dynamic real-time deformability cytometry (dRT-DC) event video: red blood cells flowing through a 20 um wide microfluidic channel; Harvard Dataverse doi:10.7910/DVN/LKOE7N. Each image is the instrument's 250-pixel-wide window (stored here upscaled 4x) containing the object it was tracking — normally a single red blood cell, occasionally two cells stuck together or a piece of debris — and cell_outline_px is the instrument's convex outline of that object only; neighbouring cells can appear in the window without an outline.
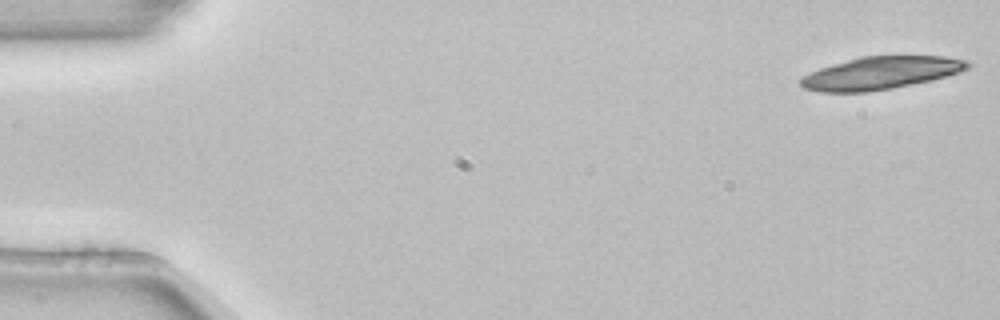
{"species": "common noctule bat (a hibernating species)", "species_latin": "Nyctalus noctula", "temperature_condition": "room temperature", "stored_images_in_passage": 5, "camera_frame_rate_fps": 3000, "um_per_image_px": 0.085, "animal": {"sex": "female", "body_mass_g": 22.7, "forearm_length_mm": 54.2}, "frame": {"image": 1, "passage_image": 1, "time_ms": 0.0, "image_size_px": [1000, 320], "cell_outline_px": [[972, 64], [968, 68], [960, 72], [932, 80], [892, 88], [868, 92], [820, 92], [804, 88], [800, 84], [800, 80], [804, 76], [820, 68], [860, 56], [944, 56], [968, 60]], "centroid_in_image_um": [74.9, 6.2], "position_along_channel_um": 10.1, "area_um2": 31.67}}
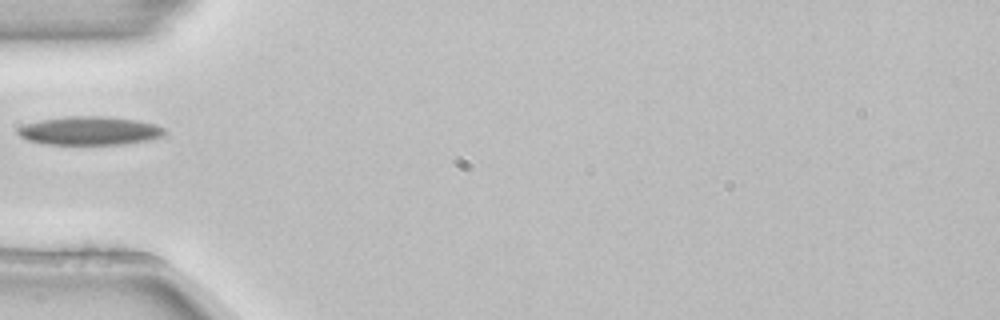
{"frame": {"image": 2, "passage_image": 5, "time_ms": 1.333, "image_size_px": [1000, 320], "cell_outline_px": [[168, 132], [164, 136], [148, 140], [124, 144], [44, 144], [28, 140], [20, 136], [16, 132], [16, 128], [24, 124], [40, 120], [68, 116], [104, 116], [136, 120], [156, 124], [164, 128]], "centroid_in_image_um": [7.63, 11.11], "position_along_channel_um": 77.4, "area_um2": 24.57}}